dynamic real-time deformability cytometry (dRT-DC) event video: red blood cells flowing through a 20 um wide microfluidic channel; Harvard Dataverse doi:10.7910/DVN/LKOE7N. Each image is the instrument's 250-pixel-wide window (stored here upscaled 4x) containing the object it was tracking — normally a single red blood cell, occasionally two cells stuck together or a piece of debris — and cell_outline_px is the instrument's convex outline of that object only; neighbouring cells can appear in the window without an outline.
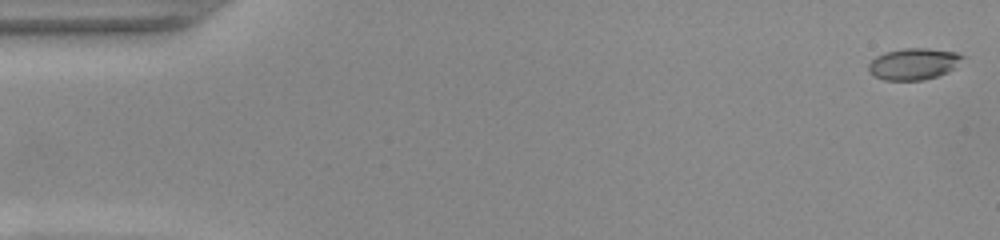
{"species": "common noctule bat (a hibernating species)", "species_latin": "Nyctalus noctula", "temperature_condition": "warm", "stored_images_in_passage": 52, "camera_frame_rate_fps": 3000, "um_per_image_px": 0.085, "animal": {"sex": "female", "body_mass_g": 22.0, "forearm_length_mm": 56.7}, "frame": {"image": 1, "passage_image": 1, "time_ms": 0.0, "image_size_px": [1000, 240], "cell_outline_px": [[964, 56], [948, 72], [924, 80], [884, 80], [872, 76], [868, 72], [868, 64], [876, 56], [884, 52], [904, 48], [928, 48], [956, 52]], "centroid_in_image_um": [77.59, 5.43], "position_along_channel_um": 7.4, "area_um2": 17.22}}
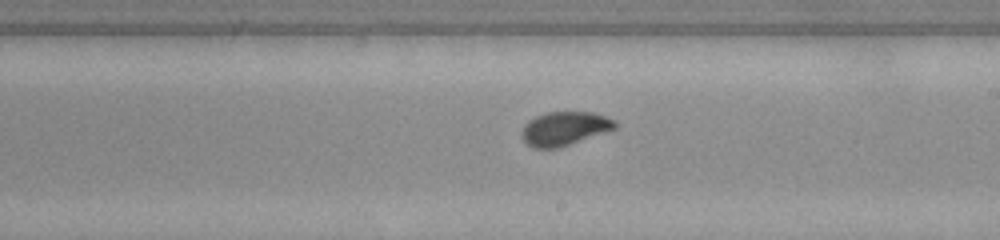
{"frame": {"image": 2, "passage_image": 30, "time_ms": 9.667, "image_size_px": [1000, 240], "cell_outline_px": [[616, 128], [560, 148], [532, 148], [520, 136], [520, 132], [524, 124], [528, 120], [536, 116], [548, 112], [592, 112], [616, 120]], "centroid_in_image_um": [47.95, 10.93], "position_along_channel_um": 241.1, "area_um2": 18.44}}
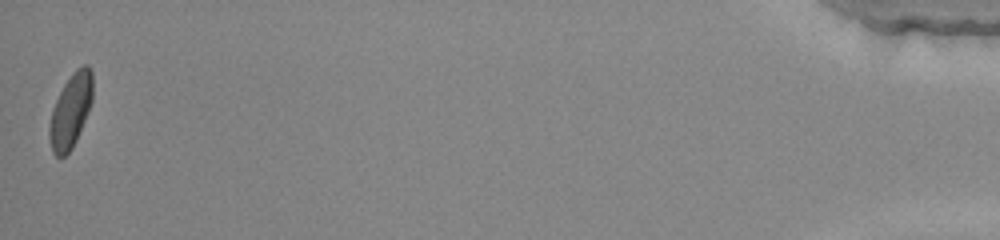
{"frame": {"image": 3, "passage_image": 52, "time_ms": 17.0, "image_size_px": [1000, 240], "cell_outline_px": [[92, 100], [88, 112], [76, 140], [72, 148], [64, 156], [56, 156], [52, 152], [48, 136], [48, 128], [52, 108], [64, 84], [72, 72], [76, 68], [84, 64], [88, 64], [92, 72]], "centroid_in_image_um": [5.99, 9.4], "position_along_channel_um": 429.2, "area_um2": 18.67}, "authors_computed_cell_mechanics": {"area_um2": 18.207, "velocity_mm_per_s": 3.9072, "shape_relaxation_time_tau1_ms": 3.5015, "shape_relaxation_time_tau2_ms": null, "deformation_change_tau1": 0.1327, "deformation_change_tau2": null}}